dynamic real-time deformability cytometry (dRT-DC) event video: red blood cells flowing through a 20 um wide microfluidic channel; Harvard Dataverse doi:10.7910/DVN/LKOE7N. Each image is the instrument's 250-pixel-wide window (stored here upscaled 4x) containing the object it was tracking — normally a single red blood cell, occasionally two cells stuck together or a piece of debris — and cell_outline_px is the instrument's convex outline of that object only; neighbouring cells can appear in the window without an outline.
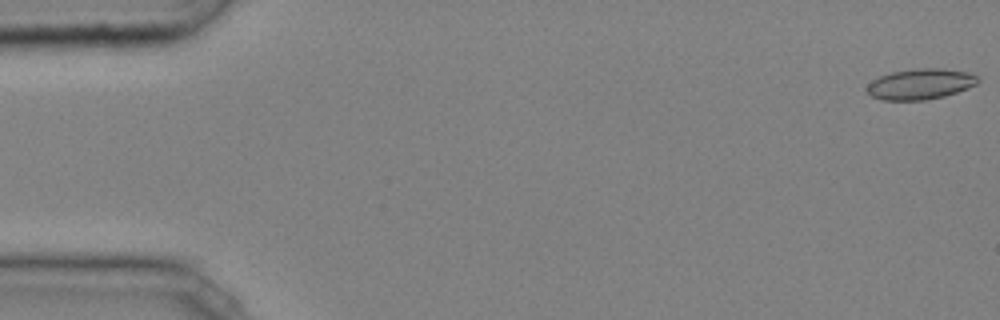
{"species": "common noctule bat (a hibernating species)", "species_latin": "Nyctalus noctula", "temperature_condition": "cold", "stored_images_in_passage": 44, "camera_frame_rate_fps": 3000, "um_per_image_px": 0.085, "animal": {"sex": "male", "body_mass_g": 20.4}, "frame": {"image": 1, "passage_image": 1, "time_ms": 0.0, "image_size_px": [1000, 320], "cell_outline_px": [[980, 80], [976, 84], [968, 88], [944, 96], [924, 100], [884, 100], [872, 96], [868, 92], [868, 84], [872, 80], [880, 76], [892, 72], [916, 68], [944, 68], [968, 72], [976, 76]], "centroid_in_image_um": [78.25, 7.13], "position_along_channel_um": 6.7, "area_um2": 19.71}}
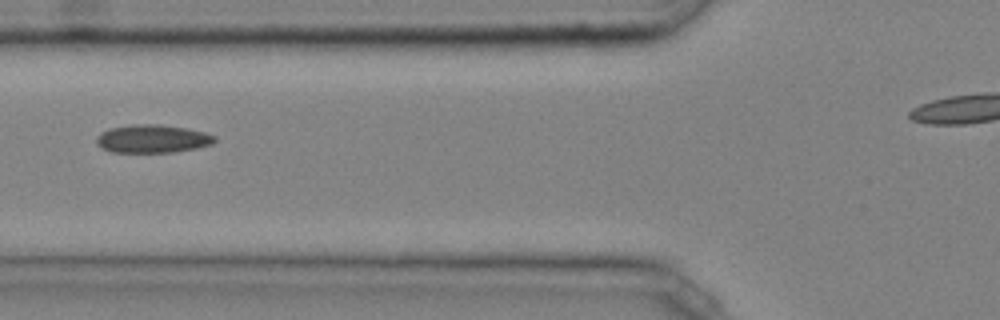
{"frame": {"image": 2, "passage_image": 19, "time_ms": 6.0, "image_size_px": [1000, 320], "cell_outline_px": [[216, 140], [212, 144], [196, 148], [176, 152], [112, 152], [96, 144], [96, 136], [100, 132], [108, 128], [132, 124], [160, 124], [184, 128], [204, 132], [216, 136]], "centroid_in_image_um": [12.94, 11.79], "position_along_channel_um": 112.9, "area_um2": 19.48}}
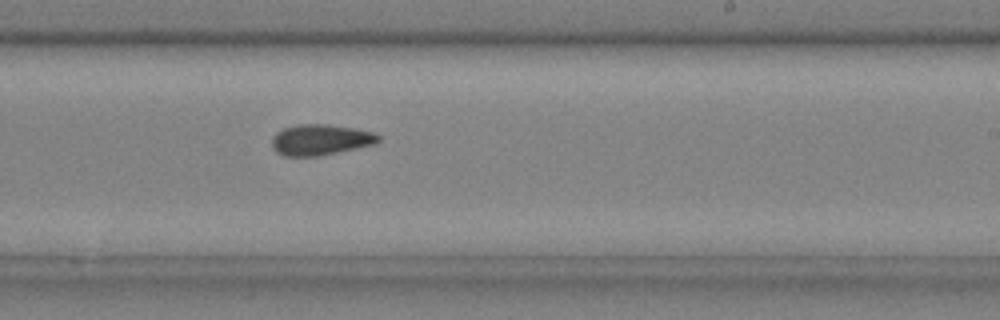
{"frame": {"image": 3, "passage_image": 30, "time_ms": 9.667, "image_size_px": [1000, 320], "cell_outline_px": [[380, 140], [376, 144], [316, 156], [284, 156], [276, 152], [272, 148], [272, 136], [276, 132], [284, 128], [296, 124], [328, 124], [376, 132], [380, 136]], "centroid_in_image_um": [27.23, 11.87], "position_along_channel_um": 261.8, "area_um2": 19.19}, "authors_computed_cell_mechanics": {"area_um2": 19.1896, "velocity_mm_per_s": 4.0633, "shape_relaxation_time_tau1_ms": null, "shape_relaxation_time_tau2_ms": 4.1459, "deformation_change_tau1": null, "deformation_change_tau2": 0.0984}}